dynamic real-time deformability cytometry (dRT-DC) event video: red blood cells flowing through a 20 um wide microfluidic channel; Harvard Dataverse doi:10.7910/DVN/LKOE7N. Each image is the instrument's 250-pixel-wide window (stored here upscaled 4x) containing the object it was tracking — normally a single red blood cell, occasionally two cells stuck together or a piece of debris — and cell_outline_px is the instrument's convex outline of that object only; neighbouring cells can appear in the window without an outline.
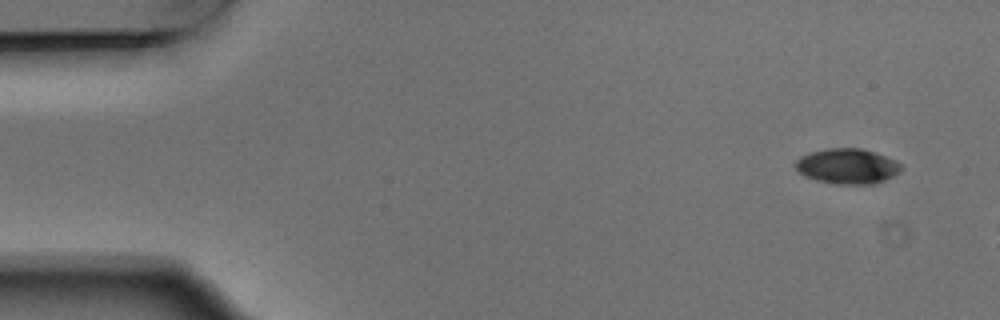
{"species": "Egyptian fruit bat (a non-hibernating species)", "species_latin": "Rousettus aegyptiacus", "temperature_condition": "warm", "stored_images_in_passage": 3, "camera_frame_rate_fps": 3000, "um_per_image_px": 0.085, "animal": {"sex": "male"}, "frame": {"image": 1, "passage_image": 1, "time_ms": 0.0, "image_size_px": [1000, 320], "cell_outline_px": [[904, 168], [892, 176], [884, 180], [872, 184], [836, 184], [816, 180], [804, 176], [792, 164], [800, 156], [808, 152], [828, 148], [860, 148], [896, 160], [904, 164]], "centroid_in_image_um": [72.0, 14.12], "position_along_channel_um": 13.0, "area_um2": 21.85}}